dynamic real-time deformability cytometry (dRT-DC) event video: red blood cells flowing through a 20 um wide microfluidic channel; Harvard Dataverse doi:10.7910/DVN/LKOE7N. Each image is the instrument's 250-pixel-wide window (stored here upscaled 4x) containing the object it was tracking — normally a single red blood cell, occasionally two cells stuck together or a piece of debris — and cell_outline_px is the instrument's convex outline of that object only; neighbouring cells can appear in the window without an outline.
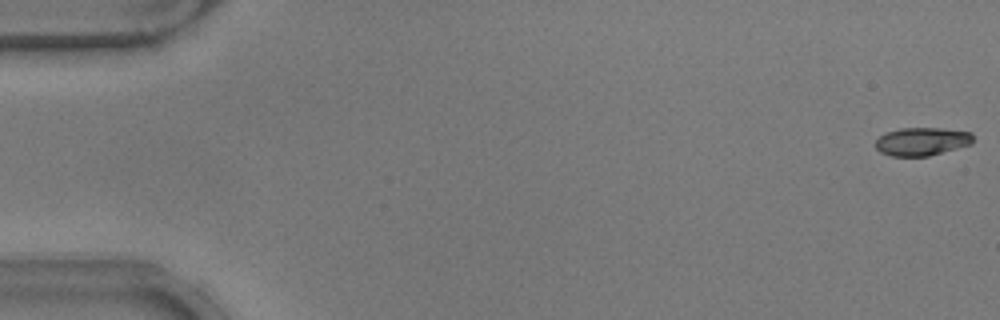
{"species": "common noctule bat (a hibernating species)", "species_latin": "Nyctalus noctula", "temperature_condition": "warm", "stored_images_in_passage": 17, "camera_frame_rate_fps": 3000, "um_per_image_px": 0.085, "animal": {"sex": "male", "body_mass_g": 17.9}, "frame": {"image": 1, "passage_image": 1, "time_ms": 0.0, "image_size_px": [1000, 320], "cell_outline_px": [[972, 144], [928, 156], [892, 156], [880, 152], [876, 148], [876, 140], [880, 136], [888, 132], [900, 128], [940, 128], [972, 132]], "centroid_in_image_um": [78.36, 12.02], "position_along_channel_um": 6.6, "area_um2": 15.9}}
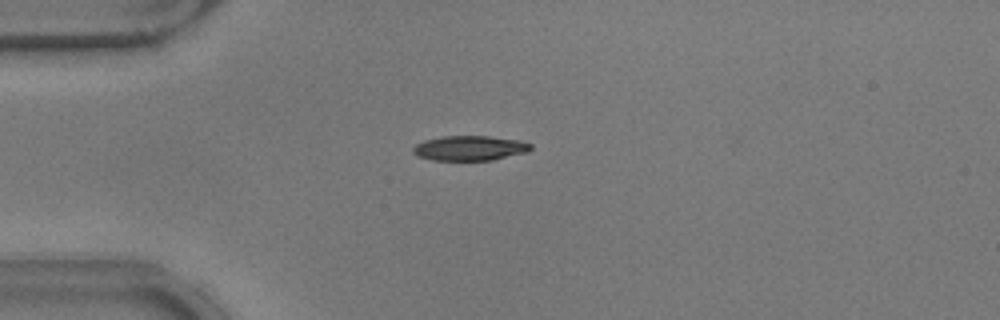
{"frame": {"image": 2, "passage_image": 14, "time_ms": 4.333, "image_size_px": [1000, 320], "cell_outline_px": [[532, 148], [528, 152], [492, 160], [432, 160], [416, 156], [412, 152], [412, 148], [416, 144], [424, 140], [440, 136], [488, 136], [520, 140], [532, 144]], "centroid_in_image_um": [39.91, 12.59], "position_along_channel_um": 45.1, "area_um2": 17.22}}